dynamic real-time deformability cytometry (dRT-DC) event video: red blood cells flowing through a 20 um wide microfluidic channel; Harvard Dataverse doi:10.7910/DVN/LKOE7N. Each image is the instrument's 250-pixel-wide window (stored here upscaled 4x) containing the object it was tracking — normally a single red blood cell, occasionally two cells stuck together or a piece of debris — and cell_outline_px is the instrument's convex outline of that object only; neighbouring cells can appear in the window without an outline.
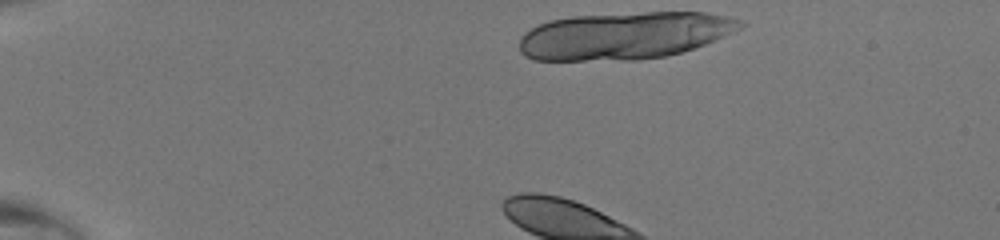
{"species": "human", "species_latin": "Homo sapiens", "temperature_condition": "room temperature", "stored_images_in_passage": 11, "camera_frame_rate_fps": 3000, "um_per_image_px": 0.085, "donor": {"sex": "male"}, "frame": {"image": 1, "passage_image": 1, "time_ms": 0.0, "image_size_px": [1000, 240], "cell_outline_px": [[748, 24], [740, 28], [704, 44], [680, 52], [664, 56], [636, 60], [536, 60], [524, 56], [520, 52], [520, 36], [524, 32], [548, 20], [572, 16], [644, 12], [704, 12], [728, 16], [744, 20]], "centroid_in_image_um": [53.05, 3.01], "position_along_channel_um": 31.9, "area_um2": 60.86}}